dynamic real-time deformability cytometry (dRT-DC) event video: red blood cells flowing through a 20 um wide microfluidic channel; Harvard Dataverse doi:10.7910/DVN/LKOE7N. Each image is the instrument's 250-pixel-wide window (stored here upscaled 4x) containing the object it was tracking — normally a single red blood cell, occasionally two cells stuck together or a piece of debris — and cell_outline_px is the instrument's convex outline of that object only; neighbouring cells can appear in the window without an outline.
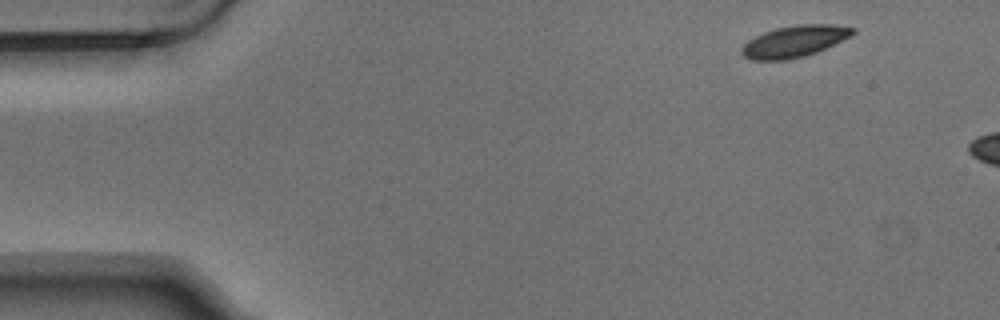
{"species": "Egyptian fruit bat (a non-hibernating species)", "species_latin": "Rousettus aegyptiacus", "temperature_condition": "warm", "stored_images_in_passage": 2, "camera_frame_rate_fps": 3000, "um_per_image_px": 0.085, "animal": {"sex": "male"}, "frame": {"image": 1, "passage_image": 1, "time_ms": 0.0, "image_size_px": [1000, 320], "cell_outline_px": [[856, 32], [852, 36], [816, 52], [804, 56], [788, 60], [752, 60], [744, 56], [740, 52], [740, 48], [748, 40], [764, 32], [776, 28], [796, 24], [832, 24], [856, 28]], "centroid_in_image_um": [67.53, 3.51], "position_along_channel_um": 17.5, "area_um2": 20.52}}